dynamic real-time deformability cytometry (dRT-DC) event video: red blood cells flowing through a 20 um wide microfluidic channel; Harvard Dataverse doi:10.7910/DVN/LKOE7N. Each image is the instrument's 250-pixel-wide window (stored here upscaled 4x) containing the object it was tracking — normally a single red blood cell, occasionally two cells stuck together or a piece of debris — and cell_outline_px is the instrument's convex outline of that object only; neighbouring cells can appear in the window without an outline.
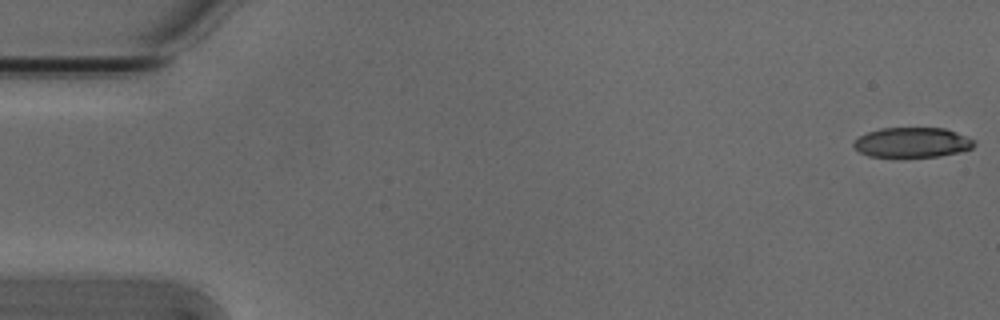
{"species": "Egyptian fruit bat (a non-hibernating species)", "species_latin": "Rousettus aegyptiacus", "temperature_condition": "cold", "stored_images_in_passage": 53, "camera_frame_rate_fps": 3000, "um_per_image_px": 0.085, "animal": {"sex": "male"}, "frame": {"image": 1, "passage_image": 1, "time_ms": 0.0, "image_size_px": [1000, 320], "cell_outline_px": [[976, 144], [972, 148], [940, 156], [868, 156], [860, 152], [852, 144], [860, 136], [868, 132], [880, 128], [944, 128], [956, 132], [976, 140]], "centroid_in_image_um": [77.56, 12.09], "position_along_channel_um": 7.4, "area_um2": 20.75}}
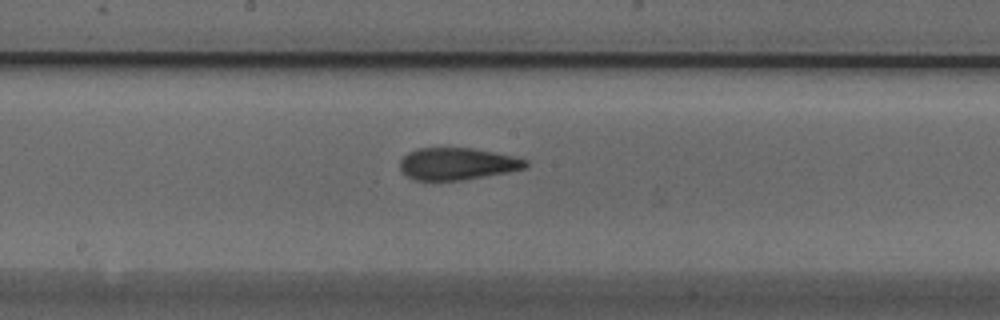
{"frame": {"image": 2, "passage_image": 28, "time_ms": 9.0, "image_size_px": [1000, 320], "cell_outline_px": [[528, 164], [524, 168], [508, 172], [464, 180], [412, 180], [400, 172], [400, 160], [408, 152], [416, 148], [472, 148], [512, 156], [528, 160]], "centroid_in_image_um": [38.81, 13.93], "position_along_channel_um": 209.4, "area_um2": 23.52}}
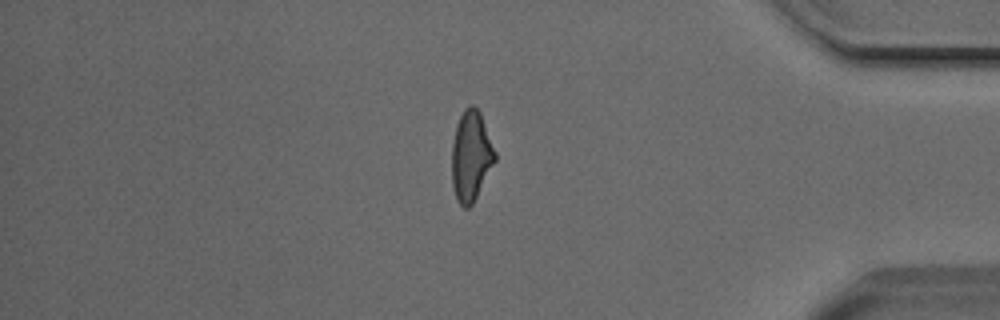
{"frame": {"image": 3, "passage_image": 45, "time_ms": 14.667, "image_size_px": [1000, 320], "cell_outline_px": [[496, 160], [472, 204], [468, 208], [464, 208], [456, 200], [452, 184], [452, 144], [456, 124], [464, 108], [468, 104], [472, 104], [480, 112], [496, 152]], "centroid_in_image_um": [40.02, 13.25], "position_along_channel_um": 395.2, "area_um2": 22.72}, "authors_computed_cell_mechanics": {"area_um2": 23.2356, "velocity_mm_per_s": 3.843, "shape_relaxation_time_tau1_ms": 5.9892, "shape_relaxation_time_tau2_ms": 3.1303, "deformation_change_tau1": 0.1692, "deformation_change_tau2": 0.1187}}